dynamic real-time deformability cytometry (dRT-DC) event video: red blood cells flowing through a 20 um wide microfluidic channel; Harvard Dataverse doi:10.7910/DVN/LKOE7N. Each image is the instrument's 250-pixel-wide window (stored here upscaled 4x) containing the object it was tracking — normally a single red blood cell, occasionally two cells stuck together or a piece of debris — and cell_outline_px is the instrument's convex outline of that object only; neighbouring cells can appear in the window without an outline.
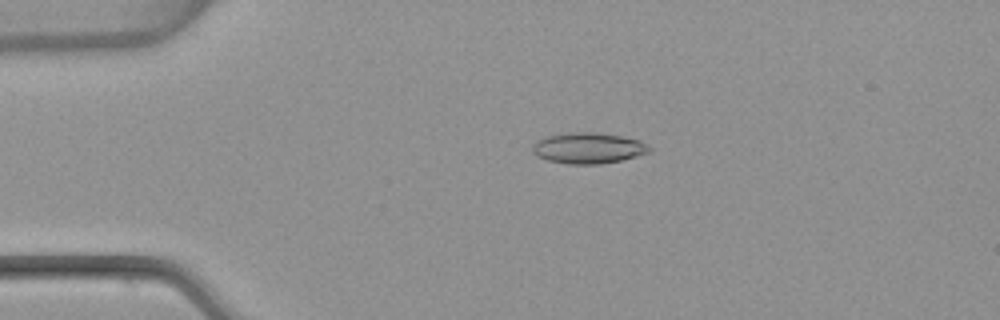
{"species": "common noctule bat (a hibernating species)", "species_latin": "Nyctalus noctula", "temperature_condition": "warm", "stored_images_in_passage": 54, "camera_frame_rate_fps": 3000, "um_per_image_px": 0.085, "animal": {"sex": "female", "body_mass_g": 22.7, "forearm_length_mm": 54.2}, "frame": {"image": 1, "passage_image": 12, "time_ms": 3.667, "image_size_px": [1000, 320], "cell_outline_px": [[652, 152], [620, 160], [600, 164], [568, 164], [548, 160], [536, 156], [532, 152], [532, 144], [536, 140], [548, 136], [572, 132], [592, 132], [620, 136], [640, 140], [648, 144], [652, 148]], "centroid_in_image_um": [50.01, 12.59], "position_along_channel_um": 35.0, "area_um2": 21.1}}
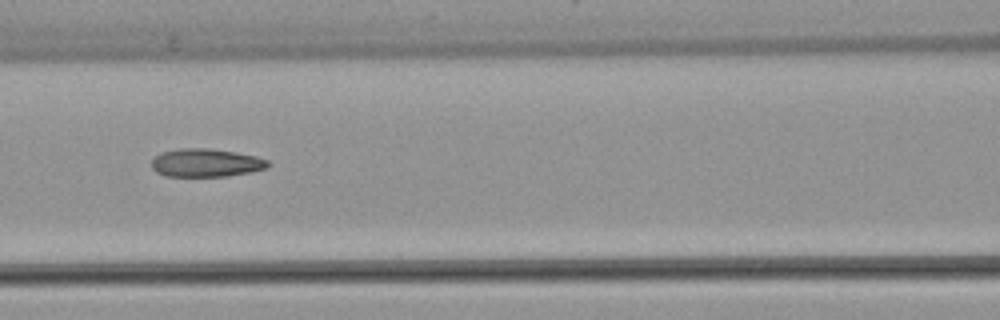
{"frame": {"image": 2, "passage_image": 24, "time_ms": 7.667, "image_size_px": [1000, 320], "cell_outline_px": [[272, 164], [268, 168], [252, 172], [228, 176], [164, 176], [156, 172], [152, 168], [152, 160], [160, 152], [180, 148], [208, 148], [236, 152], [256, 156], [268, 160]], "centroid_in_image_um": [17.54, 13.84], "position_along_channel_um": 149.1, "area_um2": 19.36}}
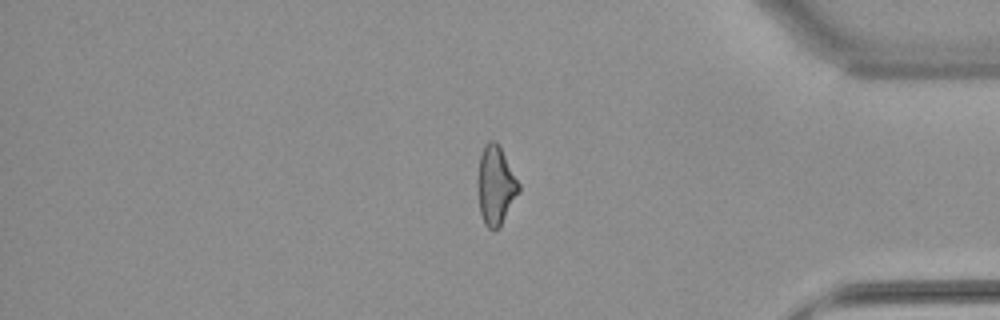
{"frame": {"image": 3, "passage_image": 45, "time_ms": 14.667, "image_size_px": [1000, 320], "cell_outline_px": [[520, 192], [500, 228], [492, 232], [484, 224], [480, 212], [476, 184], [480, 156], [484, 144], [488, 140], [496, 140], [520, 184]], "centroid_in_image_um": [42.12, 15.8], "position_along_channel_um": 393.1, "area_um2": 19.31}, "authors_computed_cell_mechanics": {"area_um2": 19.7676, "velocity_mm_per_s": 3.8612, "shape_relaxation_time_tau1_ms": null, "shape_relaxation_time_tau2_ms": 1.9491, "deformation_change_tau1": null, "deformation_change_tau2": 0.1071}}